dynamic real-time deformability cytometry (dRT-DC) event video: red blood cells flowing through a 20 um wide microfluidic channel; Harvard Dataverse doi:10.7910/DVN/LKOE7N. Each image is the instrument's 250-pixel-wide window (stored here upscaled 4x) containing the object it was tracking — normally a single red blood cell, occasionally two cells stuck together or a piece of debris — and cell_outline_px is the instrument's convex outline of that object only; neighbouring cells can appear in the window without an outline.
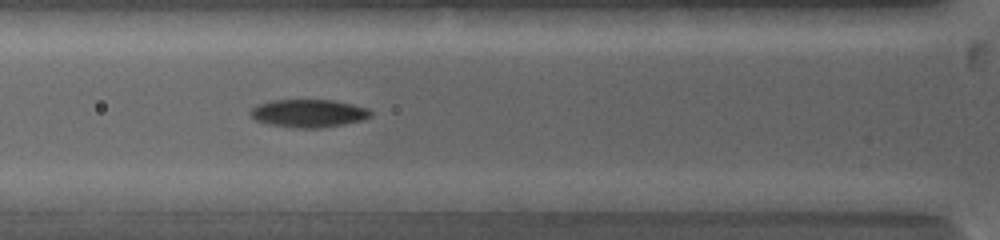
{"species": "common noctule bat (a hibernating species)", "species_latin": "Nyctalus noctula", "temperature_condition": "warm", "stored_images_in_passage": 35, "camera_frame_rate_fps": 5000, "um_per_image_px": 0.085, "animal": {"sex": "female", "body_mass_g": 19.0, "forearm_length_mm": 53.3}, "frame": {"image": 1, "passage_image": 9, "time_ms": 3.4, "image_size_px": [1000, 240], "cell_outline_px": [[372, 116], [364, 120], [344, 124], [320, 128], [292, 128], [268, 124], [256, 120], [248, 112], [256, 104], [272, 100], [332, 100], [352, 104], [368, 108], [372, 112]], "centroid_in_image_um": [26.23, 9.63], "position_along_channel_um": 99.6, "area_um2": 19.77}}
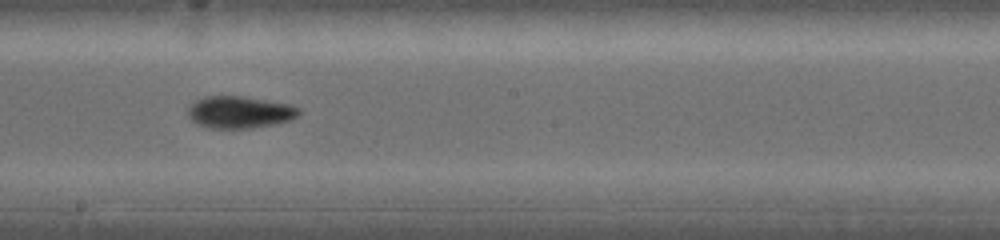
{"frame": {"image": 2, "passage_image": 16, "time_ms": 6.6, "image_size_px": [1000, 240], "cell_outline_px": [[300, 112], [292, 120], [276, 124], [252, 128], [212, 128], [200, 124], [192, 120], [188, 116], [188, 108], [196, 100], [204, 96], [244, 96], [288, 104], [300, 108]], "centroid_in_image_um": [20.39, 9.53], "position_along_channel_um": 227.8, "area_um2": 20.63}}
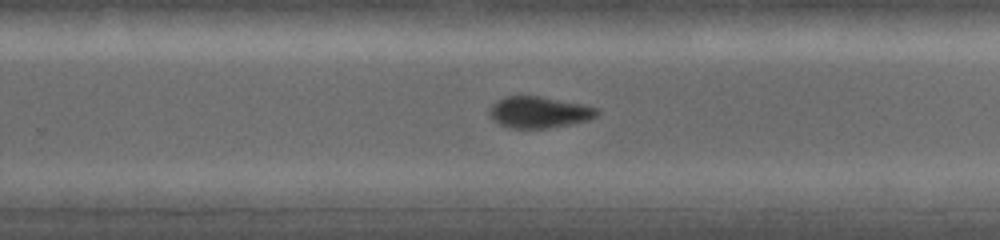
{"frame": {"image": 3, "passage_image": 19, "time_ms": 8.0, "image_size_px": [1000, 240], "cell_outline_px": [[600, 112], [596, 116], [588, 120], [568, 124], [544, 128], [508, 128], [492, 120], [488, 112], [488, 108], [492, 104], [504, 96], [540, 96], [584, 104], [600, 108]], "centroid_in_image_um": [45.81, 9.53], "position_along_channel_um": 284.0, "area_um2": 19.83}, "authors_computed_cell_mechanics": {"area_um2": 19.941, "velocity_mm_per_s": 4.0154, "shape_relaxation_time_tau1_ms": 3.0585, "shape_relaxation_time_tau2_ms": null, "deformation_change_tau1": 0.1011, "deformation_change_tau2": null}}